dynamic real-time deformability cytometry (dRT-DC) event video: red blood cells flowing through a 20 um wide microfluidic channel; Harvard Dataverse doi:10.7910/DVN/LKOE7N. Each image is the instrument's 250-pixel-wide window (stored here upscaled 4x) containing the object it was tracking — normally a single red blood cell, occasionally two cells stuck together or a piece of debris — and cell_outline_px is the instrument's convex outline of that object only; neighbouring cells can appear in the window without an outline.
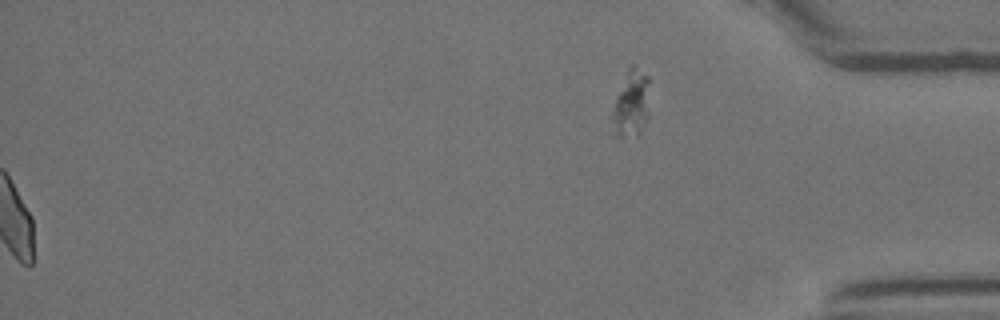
{"species": "Egyptian fruit bat (a non-hibernating species)", "species_latin": "Rousettus aegyptiacus", "temperature_condition": "room temperature", "stored_images_in_passage": 50, "segment_of_instrument_passage": [2, 2], "camera_frame_rate_fps": 3000, "um_per_image_px": 0.085, "animal": {"sex": "female"}, "frame": {"image": 1, "passage_image": 50, "time_ms": 16.333, "image_size_px": [1000, 320], "cell_outline_px": [[648, 116], [640, 132], [636, 136], [616, 136], [612, 120], [612, 116], [616, 96], [628, 68], [632, 64], [648, 76]], "centroid_in_image_um": [53.66, 8.81], "position_along_channel_um": 381.5, "area_um2": 14.22}}